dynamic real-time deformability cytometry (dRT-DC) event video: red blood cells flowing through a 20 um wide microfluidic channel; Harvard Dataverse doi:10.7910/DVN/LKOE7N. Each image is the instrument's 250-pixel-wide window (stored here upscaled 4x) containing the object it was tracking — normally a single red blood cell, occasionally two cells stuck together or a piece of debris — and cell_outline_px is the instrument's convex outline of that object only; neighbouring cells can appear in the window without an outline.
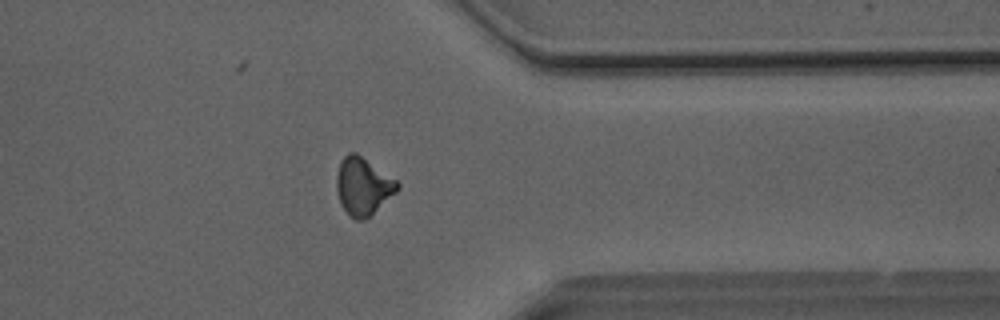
{"species": "Egyptian fruit bat (a non-hibernating species)", "species_latin": "Rousettus aegyptiacus", "temperature_condition": "room temperature", "stored_images_in_passage": 48, "camera_frame_rate_fps": 3000, "um_per_image_px": 0.085, "animal": {"sex": "male"}, "frame": {"image": 1, "passage_image": 38, "time_ms": 12.333, "image_size_px": [1000, 320], "cell_outline_px": [[400, 188], [396, 192], [364, 220], [356, 220], [348, 216], [340, 200], [336, 188], [336, 176], [340, 160], [348, 152], [356, 152], [396, 180], [400, 184]], "centroid_in_image_um": [30.83, 15.81], "position_along_channel_um": 380.6, "area_um2": 20.17}}
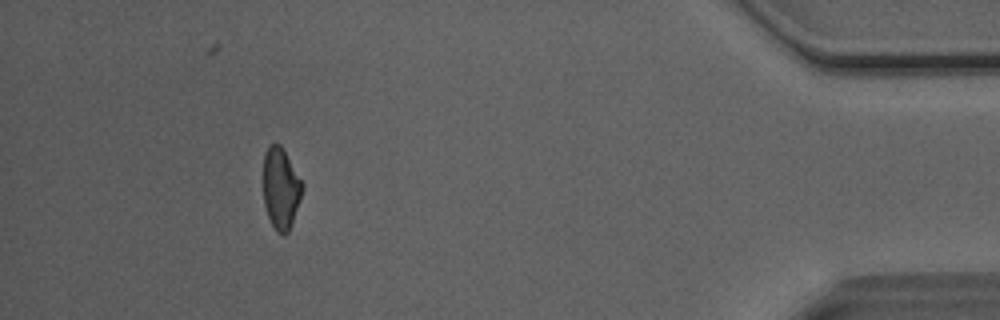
{"frame": {"image": 2, "passage_image": 44, "time_ms": 14.333, "image_size_px": [1000, 320], "cell_outline_px": [[304, 184], [292, 224], [288, 232], [284, 236], [276, 232], [268, 216], [264, 204], [264, 152], [268, 144], [280, 144]], "centroid_in_image_um": [23.86, 16.02], "position_along_channel_um": 411.3, "area_um2": 18.38}, "authors_computed_cell_mechanics": {"area_um2": 20.1144, "velocity_mm_per_s": 4.0992, "shape_relaxation_time_tau1_ms": null, "shape_relaxation_time_tau2_ms": 3.9202, "deformation_change_tau1": null, "deformation_change_tau2": 0.1157}}